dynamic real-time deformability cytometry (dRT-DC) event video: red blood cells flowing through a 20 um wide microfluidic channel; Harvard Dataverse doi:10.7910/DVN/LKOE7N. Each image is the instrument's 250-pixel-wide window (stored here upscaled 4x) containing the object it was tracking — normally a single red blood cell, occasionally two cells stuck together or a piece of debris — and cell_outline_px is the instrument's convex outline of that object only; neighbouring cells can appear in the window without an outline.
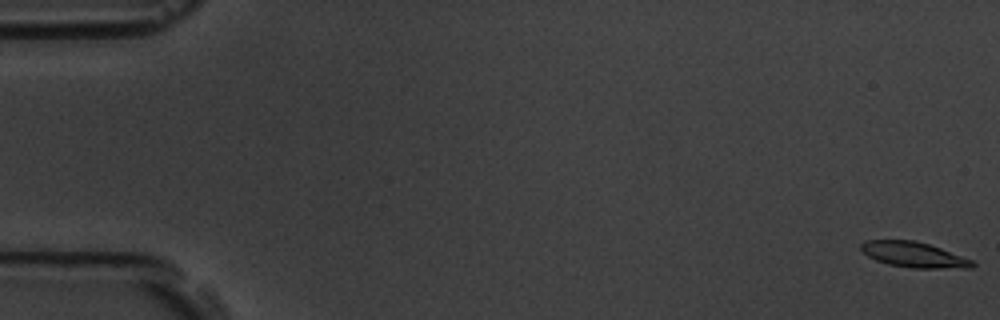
{"species": "common noctule bat (a hibernating species)", "species_latin": "Nyctalus noctula", "temperature_condition": "room temperature", "stored_images_in_passage": 7, "camera_frame_rate_fps": 3000, "um_per_image_px": 0.085, "animal": {"sex": "male", "body_mass_g": 19.5, "forearm_length_mm": 54.6}, "frame": {"image": 1, "passage_image": 1, "time_ms": 0.0, "image_size_px": [1000, 320], "cell_outline_px": [[976, 264], [972, 268], [912, 268], [888, 264], [876, 260], [868, 256], [860, 248], [860, 244], [864, 240], [912, 240], [928, 244], [940, 248], [972, 260]], "centroid_in_image_um": [77.66, 21.65], "position_along_channel_um": 7.3, "area_um2": 16.36}}
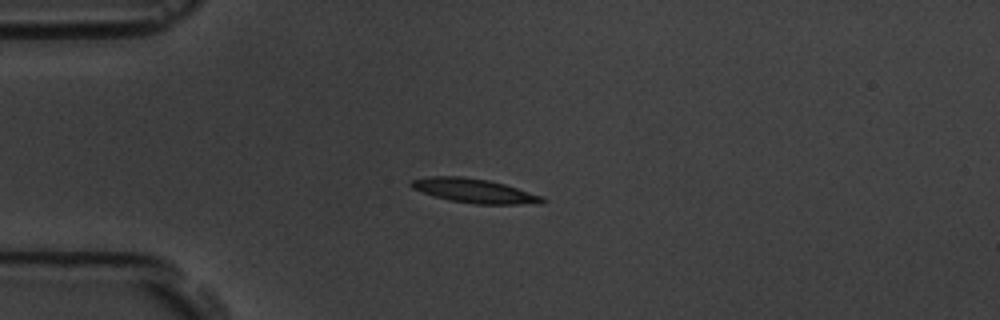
{"frame": {"image": 2, "passage_image": 5, "time_ms": 4.667, "image_size_px": [1000, 320], "cell_outline_px": [[548, 200], [540, 204], [476, 204], [448, 200], [412, 188], [408, 184], [412, 180], [432, 176], [460, 176], [488, 180], [504, 184], [544, 196]], "centroid_in_image_um": [40.38, 16.22], "position_along_channel_um": 44.6, "area_um2": 18.44}}
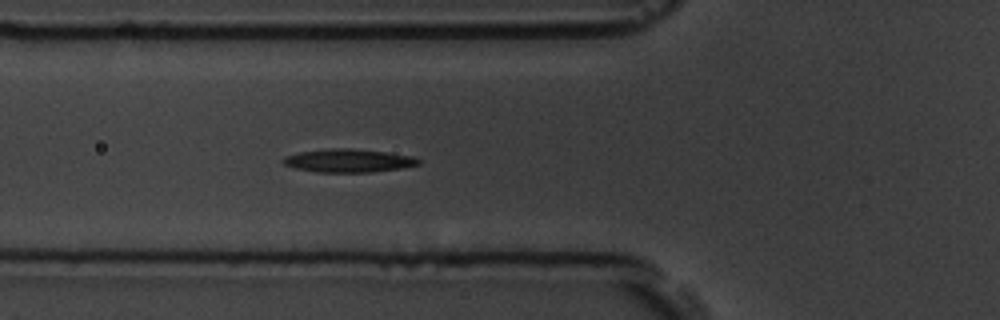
{"frame": {"image": 3, "passage_image": 7, "time_ms": 6.667, "image_size_px": [1000, 320], "cell_outline_px": [[420, 164], [400, 168], [372, 172], [316, 172], [296, 168], [284, 164], [280, 160], [284, 156], [300, 152], [328, 148], [348, 148], [388, 152], [412, 156], [420, 160]], "centroid_in_image_um": [29.59, 13.65], "position_along_channel_um": 96.2, "area_um2": 18.32}}